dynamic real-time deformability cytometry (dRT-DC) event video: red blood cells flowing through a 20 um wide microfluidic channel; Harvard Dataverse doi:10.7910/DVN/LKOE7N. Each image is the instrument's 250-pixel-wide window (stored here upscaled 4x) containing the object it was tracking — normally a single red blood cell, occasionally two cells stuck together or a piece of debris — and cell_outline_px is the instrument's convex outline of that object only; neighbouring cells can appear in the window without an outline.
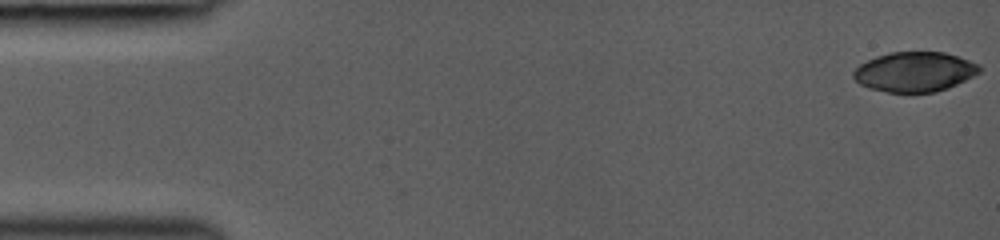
{"species": "common noctule bat (a hibernating species)", "species_latin": "Nyctalus noctula", "temperature_condition": "room temperature", "stored_images_in_passage": 34, "camera_frame_rate_fps": 3000, "um_per_image_px": 0.085, "animal": {"sex": "female", "body_mass_g": 19.0, "forearm_length_mm": 53.3}, "frame": {"image": 1, "passage_image": 1, "time_ms": 0.0, "image_size_px": [1000, 240], "cell_outline_px": [[980, 72], [948, 88], [936, 92], [888, 92], [868, 88], [860, 84], [852, 76], [852, 72], [860, 64], [876, 56], [892, 52], [944, 52], [980, 64]], "centroid_in_image_um": [77.72, 6.1], "position_along_channel_um": 7.3, "area_um2": 29.07}}
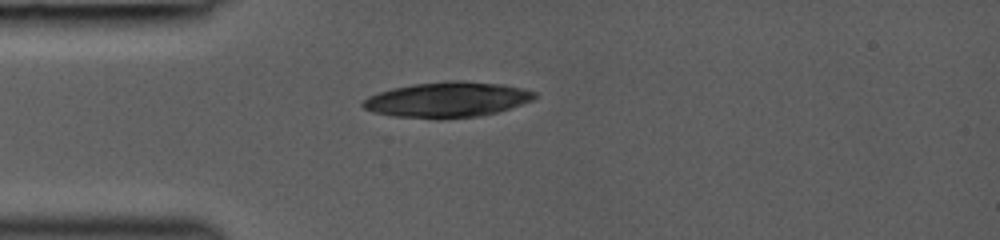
{"frame": {"image": 2, "passage_image": 28, "time_ms": 4.0, "image_size_px": [1000, 240], "cell_outline_px": [[536, 96], [532, 100], [496, 112], [480, 116], [444, 120], [440, 120], [392, 116], [372, 112], [364, 108], [360, 104], [368, 96], [392, 88], [412, 84], [448, 80], [464, 80], [504, 84], [536, 92]], "centroid_in_image_um": [37.98, 8.48], "position_along_channel_um": 47.0, "area_um2": 35.78}}